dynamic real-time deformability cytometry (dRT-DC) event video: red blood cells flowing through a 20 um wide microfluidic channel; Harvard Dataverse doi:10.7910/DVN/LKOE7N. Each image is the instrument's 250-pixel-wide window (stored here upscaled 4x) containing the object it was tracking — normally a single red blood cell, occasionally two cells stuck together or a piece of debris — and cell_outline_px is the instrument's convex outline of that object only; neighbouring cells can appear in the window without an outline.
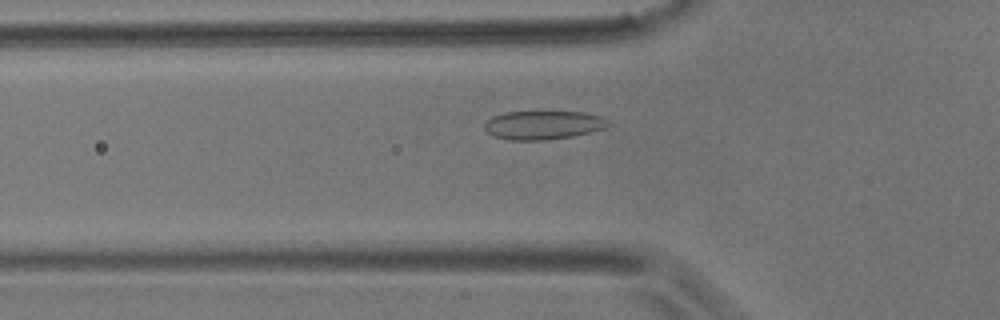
{"species": "common noctule bat (a hibernating species)", "species_latin": "Nyctalus noctula", "temperature_condition": "room temperature", "stored_images_in_passage": 50, "camera_frame_rate_fps": 3000, "um_per_image_px": 0.085, "animal": {"sex": "male", "body_mass_g": 17.9}, "frame": {"image": 1, "passage_image": 14, "time_ms": 4.333, "image_size_px": [1000, 320], "cell_outline_px": [[612, 124], [604, 128], [592, 132], [572, 136], [548, 140], [508, 140], [492, 136], [484, 128], [484, 124], [492, 116], [504, 112], [584, 112], [600, 116], [608, 120]], "centroid_in_image_um": [46.17, 10.63], "position_along_channel_um": 79.6, "area_um2": 20.81}}
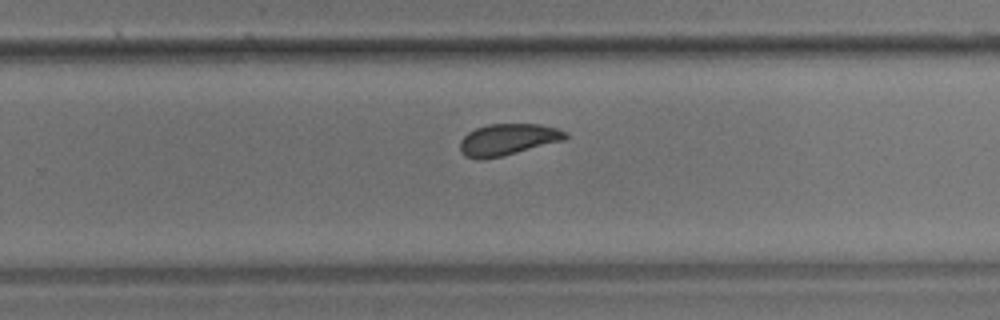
{"frame": {"image": 2, "passage_image": 31, "time_ms": 10.0, "image_size_px": [1000, 320], "cell_outline_px": [[568, 136], [564, 140], [484, 160], [476, 160], [464, 156], [460, 152], [460, 140], [468, 132], [476, 128], [488, 124], [540, 124], [556, 128], [568, 132]], "centroid_in_image_um": [43.12, 11.86], "position_along_channel_um": 286.7, "area_um2": 19.36}}
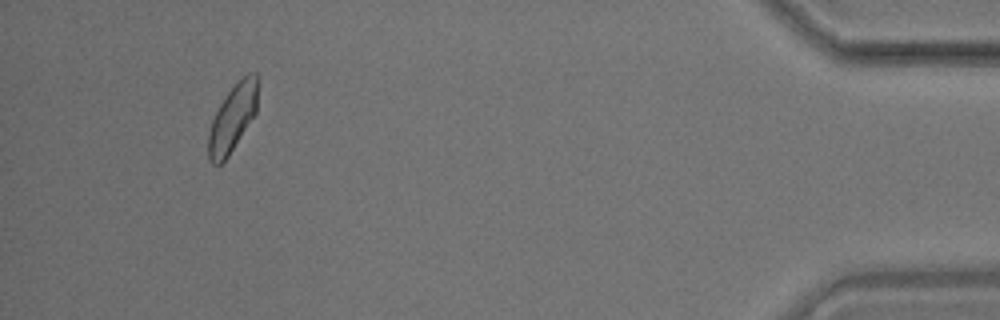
{"frame": {"image": 3, "passage_image": 47, "time_ms": 15.333, "image_size_px": [1000, 320], "cell_outline_px": [[256, 112], [228, 156], [220, 164], [212, 164], [208, 160], [208, 136], [212, 120], [220, 104], [228, 92], [248, 72], [256, 72]], "centroid_in_image_um": [19.74, 10.08], "position_along_channel_um": 415.5, "area_um2": 18.67}, "authors_computed_cell_mechanics": {"area_um2": 19.9121, "velocity_mm_per_s": 3.6478, "shape_relaxation_time_tau1_ms": 3.3141, "shape_relaxation_time_tau2_ms": 2.9119, "deformation_change_tau1": 0.08, "deformation_change_tau2": 0.0485}}